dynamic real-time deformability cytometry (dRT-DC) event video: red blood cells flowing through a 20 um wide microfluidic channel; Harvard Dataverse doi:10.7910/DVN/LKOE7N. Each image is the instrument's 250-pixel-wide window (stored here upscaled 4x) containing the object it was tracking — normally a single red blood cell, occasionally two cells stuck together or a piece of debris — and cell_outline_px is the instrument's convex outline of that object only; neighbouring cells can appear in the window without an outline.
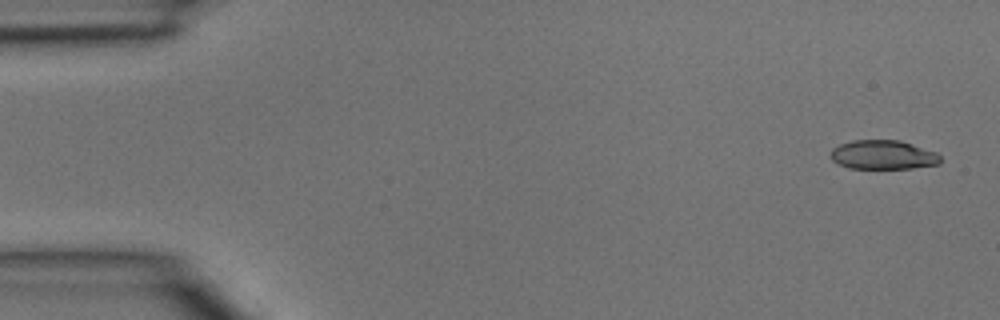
{"species": "common noctule bat (a hibernating species)", "species_latin": "Nyctalus noctula", "temperature_condition": "room temperature", "stored_images_in_passage": 4, "camera_frame_rate_fps": 3000, "um_per_image_px": 0.085, "animal": {"sex": "male", "body_mass_g": 15.6}, "frame": {"image": 1, "passage_image": 1, "time_ms": 0.0, "image_size_px": [1000, 320], "cell_outline_px": [[940, 164], [912, 168], [848, 168], [832, 160], [828, 156], [832, 148], [840, 144], [852, 140], [900, 140], [936, 152], [940, 156]], "centroid_in_image_um": [75.03, 13.15], "position_along_channel_um": 10.0, "area_um2": 18.67}}
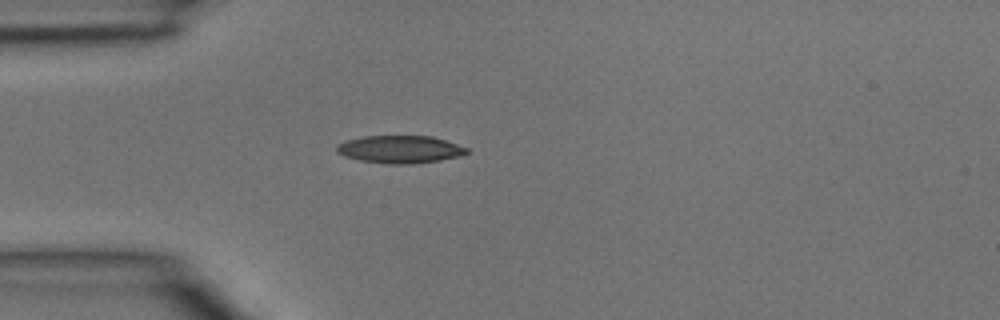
{"frame": {"image": 2, "passage_image": 4, "time_ms": 1.0, "image_size_px": [1000, 320], "cell_outline_px": [[468, 152], [460, 156], [440, 160], [412, 164], [388, 164], [360, 160], [344, 156], [336, 152], [336, 144], [344, 140], [360, 136], [432, 136], [468, 148]], "centroid_in_image_um": [33.94, 12.69], "position_along_channel_um": 51.1, "area_um2": 21.04}}